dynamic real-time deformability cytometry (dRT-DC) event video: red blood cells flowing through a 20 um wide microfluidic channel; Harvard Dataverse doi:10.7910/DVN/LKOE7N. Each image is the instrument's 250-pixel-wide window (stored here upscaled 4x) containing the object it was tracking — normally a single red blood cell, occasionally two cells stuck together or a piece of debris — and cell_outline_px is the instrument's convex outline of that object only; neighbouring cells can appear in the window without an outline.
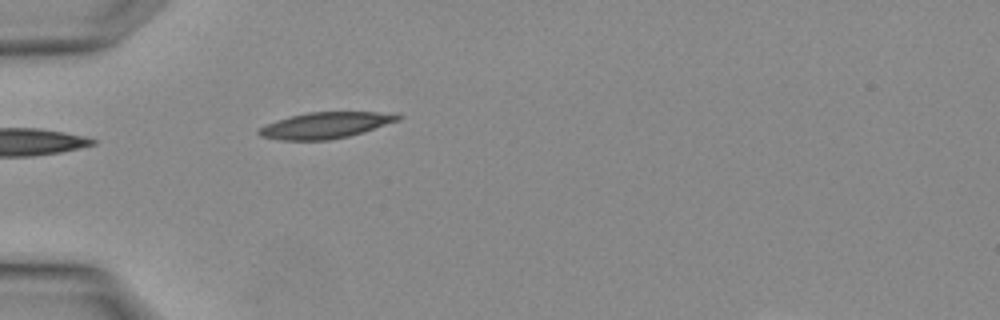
{"species": "Egyptian fruit bat (a non-hibernating species)", "species_latin": "Rousettus aegyptiacus", "temperature_condition": "warm", "stored_images_in_passage": 3, "camera_frame_rate_fps": 3000, "um_per_image_px": 0.085, "animal": {"sex": "female"}, "frame": {"image": 1, "passage_image": 3, "time_ms": 0.667, "image_size_px": [1000, 320], "cell_outline_px": [[404, 116], [400, 120], [364, 132], [348, 136], [328, 140], [280, 140], [260, 136], [256, 132], [260, 128], [268, 124], [292, 116], [308, 112], [396, 112]], "centroid_in_image_um": [27.76, 10.64], "position_along_channel_um": 57.2, "area_um2": 21.15}}